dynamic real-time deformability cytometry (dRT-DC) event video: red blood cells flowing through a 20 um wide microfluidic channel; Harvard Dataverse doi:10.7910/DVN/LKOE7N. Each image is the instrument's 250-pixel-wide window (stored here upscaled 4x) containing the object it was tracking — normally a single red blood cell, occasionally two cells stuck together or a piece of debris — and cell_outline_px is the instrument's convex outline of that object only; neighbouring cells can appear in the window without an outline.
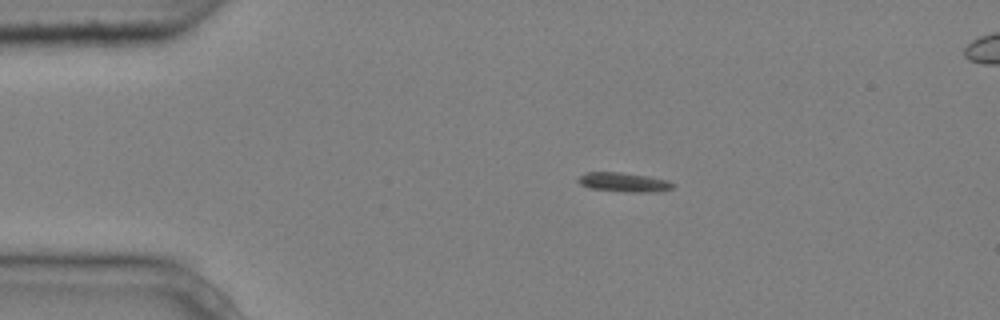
{"species": "common noctule bat (a hibernating species)", "species_latin": "Nyctalus noctula", "temperature_condition": "cold", "stored_images_in_passage": 4, "segment_of_instrument_passage": [1, 2], "camera_frame_rate_fps": 3000, "um_per_image_px": 0.085, "animal": {"sex": "male", "body_mass_g": 20.4}, "frame": {"image": 1, "passage_image": 2, "time_ms": 0.333, "image_size_px": [1000, 320], "cell_outline_px": [[676, 184], [672, 188], [656, 192], [628, 192], [588, 188], [580, 184], [576, 180], [584, 172], [620, 172], [648, 176], [668, 180]], "centroid_in_image_um": [53.02, 15.49], "position_along_channel_um": 32.0, "area_um2": 10.75}}